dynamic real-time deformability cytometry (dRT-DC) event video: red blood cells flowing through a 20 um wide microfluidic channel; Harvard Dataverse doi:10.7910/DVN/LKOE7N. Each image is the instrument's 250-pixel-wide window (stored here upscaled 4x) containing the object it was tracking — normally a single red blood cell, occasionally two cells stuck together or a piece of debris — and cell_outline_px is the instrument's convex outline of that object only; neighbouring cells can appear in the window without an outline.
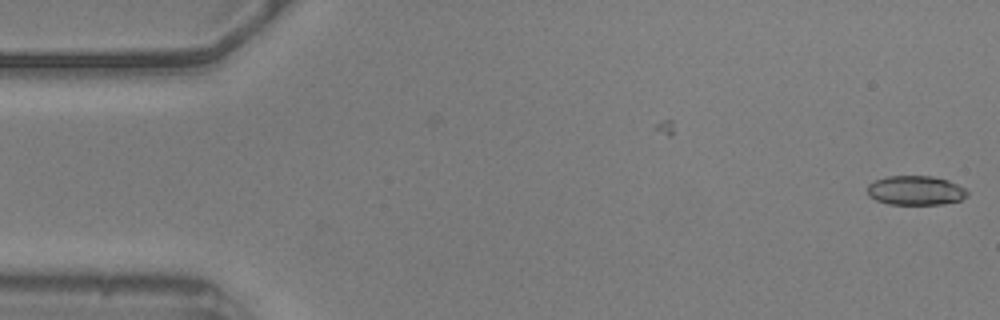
{"species": "common noctule bat (a hibernating species)", "species_latin": "Nyctalus noctula", "temperature_condition": "warm", "stored_images_in_passage": 6, "camera_frame_rate_fps": 3000, "um_per_image_px": 0.085, "animal": {"sex": "male", "body_mass_g": 20.5, "forearm_length_mm": 52.5}, "frame": {"image": 1, "passage_image": 6, "time_ms": 1.667, "image_size_px": [1000, 320], "cell_outline_px": [[968, 196], [960, 200], [944, 204], [888, 204], [876, 200], [868, 196], [868, 184], [876, 180], [888, 176], [932, 176], [948, 180], [964, 188], [968, 192]], "centroid_in_image_um": [77.83, 16.19], "position_along_channel_um": 7.2, "area_um2": 17.05}}